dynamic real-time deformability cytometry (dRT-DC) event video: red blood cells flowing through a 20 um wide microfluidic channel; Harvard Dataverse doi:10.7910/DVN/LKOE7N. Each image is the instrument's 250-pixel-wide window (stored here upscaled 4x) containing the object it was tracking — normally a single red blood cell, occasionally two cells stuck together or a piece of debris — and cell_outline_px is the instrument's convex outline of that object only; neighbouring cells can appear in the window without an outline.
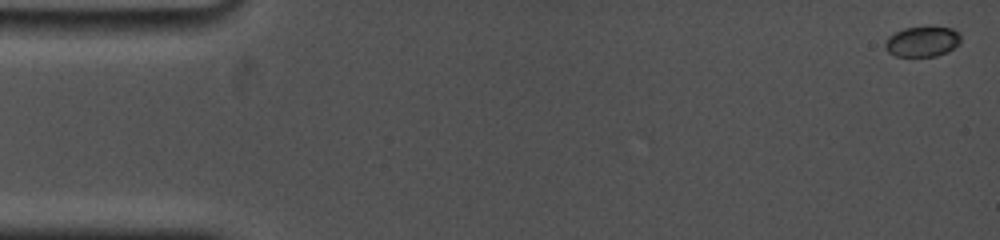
{"species": "common noctule bat (a hibernating species)", "species_latin": "Nyctalus noctula", "temperature_condition": "cold", "stored_images_in_passage": 31, "camera_frame_rate_fps": 5000, "um_per_image_px": 0.085, "animal": {"sex": "female", "body_mass_g": 19.0, "forearm_length_mm": 53.3}, "frame": {"image": 1, "passage_image": 1, "time_ms": 0.0, "image_size_px": [1000, 240], "cell_outline_px": [[960, 44], [948, 52], [936, 56], [896, 56], [888, 52], [884, 48], [884, 44], [888, 36], [904, 28], [952, 28], [960, 32]], "centroid_in_image_um": [78.4, 3.55], "position_along_channel_um": 6.6, "area_um2": 13.29}}
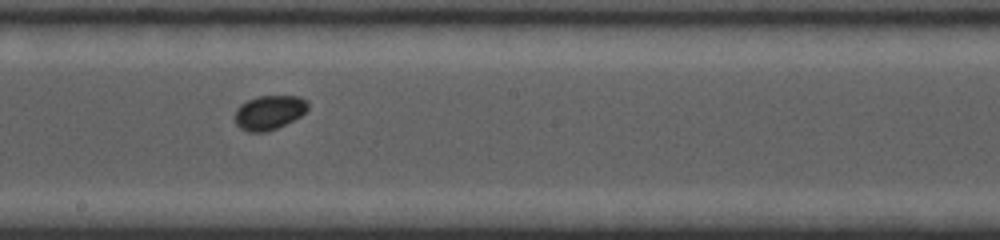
{"frame": {"image": 2, "passage_image": 18, "time_ms": 9.4, "image_size_px": [1000, 240], "cell_outline_px": [[308, 108], [300, 116], [276, 128], [264, 132], [248, 132], [240, 128], [236, 124], [236, 108], [240, 104], [256, 96], [300, 96], [308, 100]], "centroid_in_image_um": [22.88, 9.54], "position_along_channel_um": 225.3, "area_um2": 14.51}}
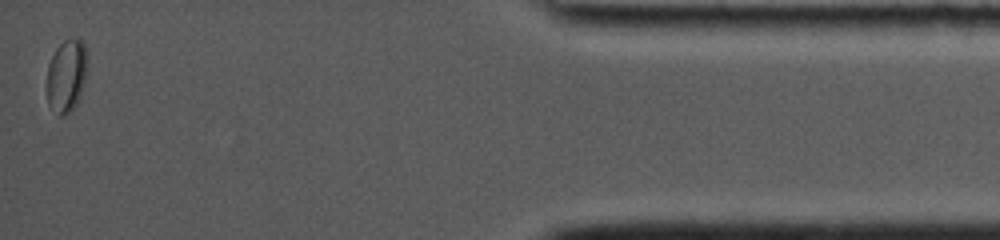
{"frame": {"image": 3, "passage_image": 31, "time_ms": 16.4, "image_size_px": [1000, 240], "cell_outline_px": [[88, 60], [84, 84], [80, 96], [76, 104], [64, 116], [60, 116], [48, 104], [48, 64], [56, 48], [64, 40], [80, 40], [84, 44]], "centroid_in_image_um": [5.67, 6.43], "position_along_channel_um": 429.5, "area_um2": 16.88}, "authors_computed_cell_mechanics": {"area_um2": 14.161, "velocity_mm_per_s": 3.754, "shape_relaxation_time_tau1_ms": 1.2291, "shape_relaxation_time_tau2_ms": null, "deformation_change_tau1": 0.0427, "deformation_change_tau2": null}}